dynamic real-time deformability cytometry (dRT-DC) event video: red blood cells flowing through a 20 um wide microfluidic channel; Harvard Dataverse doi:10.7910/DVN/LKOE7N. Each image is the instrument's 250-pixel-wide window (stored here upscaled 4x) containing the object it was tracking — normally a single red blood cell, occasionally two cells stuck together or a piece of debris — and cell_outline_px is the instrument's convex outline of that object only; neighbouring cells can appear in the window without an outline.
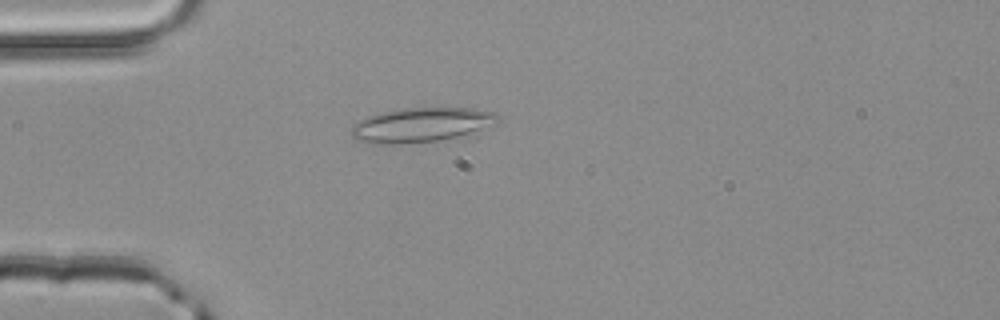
{"species": "common noctule bat (a hibernating species)", "species_latin": "Nyctalus noctula", "temperature_condition": "room temperature", "stored_images_in_passage": 43, "camera_frame_rate_fps": 3000, "um_per_image_px": 0.085, "animal": {"sex": "male", "body_mass_g": 20.4}, "frame": {"image": 1, "passage_image": 6, "time_ms": 1.667, "image_size_px": [1000, 320], "cell_outline_px": [[496, 116], [480, 128], [460, 136], [440, 140], [400, 144], [372, 144], [356, 140], [352, 136], [352, 124], [356, 120], [380, 112], [400, 108], [472, 108], [492, 112]], "centroid_in_image_um": [35.58, 10.62], "position_along_channel_um": 49.4, "area_um2": 28.78}}
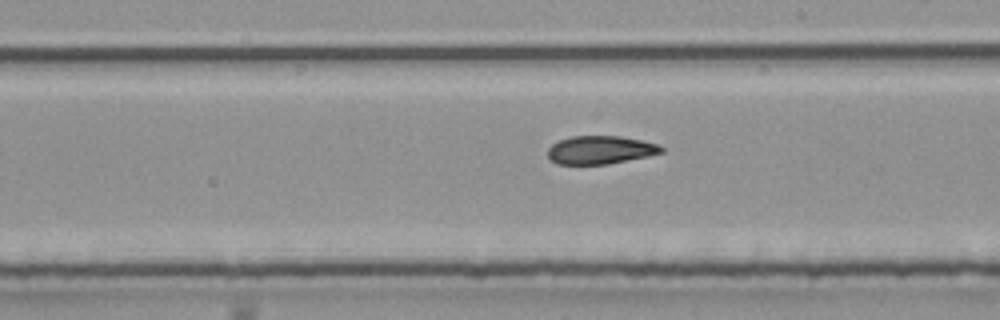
{"frame": {"image": 2, "passage_image": 21, "time_ms": 6.667, "image_size_px": [1000, 320], "cell_outline_px": [[664, 152], [648, 156], [608, 164], [556, 164], [548, 156], [548, 148], [556, 140], [572, 136], [620, 136], [660, 144], [664, 148]], "centroid_in_image_um": [51.03, 12.74], "position_along_channel_um": 238.0, "area_um2": 18.79}}
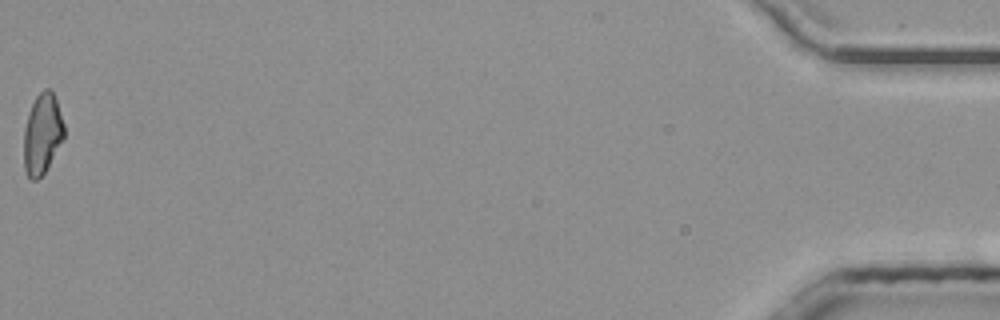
{"frame": {"image": 3, "passage_image": 43, "time_ms": 14.0, "image_size_px": [1000, 320], "cell_outline_px": [[64, 140], [44, 172], [36, 180], [32, 180], [28, 176], [24, 168], [24, 128], [28, 112], [36, 96], [44, 88], [48, 88], [52, 92], [56, 100], [64, 124]], "centroid_in_image_um": [3.59, 11.37], "position_along_channel_um": 431.6, "area_um2": 18.84}, "authors_computed_cell_mechanics": {"area_um2": 19.5942, "velocity_mm_per_s": 4.0779, "shape_relaxation_time_tau1_ms": null, "shape_relaxation_time_tau2_ms": 3.9857, "deformation_change_tau1": null, "deformation_change_tau2": 0.1213}}